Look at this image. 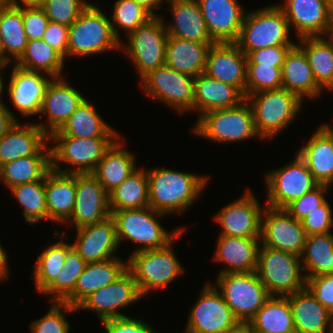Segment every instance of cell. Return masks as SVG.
Wrapping results in <instances>:
<instances>
[{"label": "cell", "mask_w": 333, "mask_h": 333, "mask_svg": "<svg viewBox=\"0 0 333 333\" xmlns=\"http://www.w3.org/2000/svg\"><path fill=\"white\" fill-rule=\"evenodd\" d=\"M149 206L155 211L181 214L204 190L209 177L156 167L147 171Z\"/></svg>", "instance_id": "cell-1"}, {"label": "cell", "mask_w": 333, "mask_h": 333, "mask_svg": "<svg viewBox=\"0 0 333 333\" xmlns=\"http://www.w3.org/2000/svg\"><path fill=\"white\" fill-rule=\"evenodd\" d=\"M162 215L164 213L155 211L150 206L112 211L119 246L126 239L141 244L134 251L139 252L164 248L174 239L180 238L186 227H178L169 233L160 225L159 218Z\"/></svg>", "instance_id": "cell-2"}, {"label": "cell", "mask_w": 333, "mask_h": 333, "mask_svg": "<svg viewBox=\"0 0 333 333\" xmlns=\"http://www.w3.org/2000/svg\"><path fill=\"white\" fill-rule=\"evenodd\" d=\"M110 18L98 6L89 4L69 26L67 57L90 56L120 49Z\"/></svg>", "instance_id": "cell-3"}, {"label": "cell", "mask_w": 333, "mask_h": 333, "mask_svg": "<svg viewBox=\"0 0 333 333\" xmlns=\"http://www.w3.org/2000/svg\"><path fill=\"white\" fill-rule=\"evenodd\" d=\"M246 100L253 111L256 131L264 140L273 138L294 121L305 102L284 88L260 91L248 95Z\"/></svg>", "instance_id": "cell-4"}, {"label": "cell", "mask_w": 333, "mask_h": 333, "mask_svg": "<svg viewBox=\"0 0 333 333\" xmlns=\"http://www.w3.org/2000/svg\"><path fill=\"white\" fill-rule=\"evenodd\" d=\"M302 271L300 256L260 244L256 273L270 296H288L306 288Z\"/></svg>", "instance_id": "cell-5"}, {"label": "cell", "mask_w": 333, "mask_h": 333, "mask_svg": "<svg viewBox=\"0 0 333 333\" xmlns=\"http://www.w3.org/2000/svg\"><path fill=\"white\" fill-rule=\"evenodd\" d=\"M278 4L245 13L237 44L247 55L250 51L278 45H295L290 28Z\"/></svg>", "instance_id": "cell-6"}, {"label": "cell", "mask_w": 333, "mask_h": 333, "mask_svg": "<svg viewBox=\"0 0 333 333\" xmlns=\"http://www.w3.org/2000/svg\"><path fill=\"white\" fill-rule=\"evenodd\" d=\"M174 242L161 249L133 252L126 261L142 297L154 289L166 288L182 274L184 267L173 251Z\"/></svg>", "instance_id": "cell-7"}, {"label": "cell", "mask_w": 333, "mask_h": 333, "mask_svg": "<svg viewBox=\"0 0 333 333\" xmlns=\"http://www.w3.org/2000/svg\"><path fill=\"white\" fill-rule=\"evenodd\" d=\"M121 137L76 138L73 136H49L54 146L51 151V169L60 173H93L105 152ZM70 164L71 169H60V163ZM59 163V164H58ZM69 170V171H68Z\"/></svg>", "instance_id": "cell-8"}, {"label": "cell", "mask_w": 333, "mask_h": 333, "mask_svg": "<svg viewBox=\"0 0 333 333\" xmlns=\"http://www.w3.org/2000/svg\"><path fill=\"white\" fill-rule=\"evenodd\" d=\"M195 124L193 133L213 142L231 143L260 137L246 99L235 107L207 112Z\"/></svg>", "instance_id": "cell-9"}, {"label": "cell", "mask_w": 333, "mask_h": 333, "mask_svg": "<svg viewBox=\"0 0 333 333\" xmlns=\"http://www.w3.org/2000/svg\"><path fill=\"white\" fill-rule=\"evenodd\" d=\"M215 283L235 317L242 322H249L270 297L256 272L218 274Z\"/></svg>", "instance_id": "cell-10"}, {"label": "cell", "mask_w": 333, "mask_h": 333, "mask_svg": "<svg viewBox=\"0 0 333 333\" xmlns=\"http://www.w3.org/2000/svg\"><path fill=\"white\" fill-rule=\"evenodd\" d=\"M165 24L163 17L154 16L127 36L128 45L121 42L120 49L129 55L141 79L150 71L165 65L168 37Z\"/></svg>", "instance_id": "cell-11"}, {"label": "cell", "mask_w": 333, "mask_h": 333, "mask_svg": "<svg viewBox=\"0 0 333 333\" xmlns=\"http://www.w3.org/2000/svg\"><path fill=\"white\" fill-rule=\"evenodd\" d=\"M295 157L286 166L266 174L267 206L285 209L320 185L299 155Z\"/></svg>", "instance_id": "cell-12"}, {"label": "cell", "mask_w": 333, "mask_h": 333, "mask_svg": "<svg viewBox=\"0 0 333 333\" xmlns=\"http://www.w3.org/2000/svg\"><path fill=\"white\" fill-rule=\"evenodd\" d=\"M140 83L149 97L166 103L181 115L193 110L194 77L163 65L150 71Z\"/></svg>", "instance_id": "cell-13"}, {"label": "cell", "mask_w": 333, "mask_h": 333, "mask_svg": "<svg viewBox=\"0 0 333 333\" xmlns=\"http://www.w3.org/2000/svg\"><path fill=\"white\" fill-rule=\"evenodd\" d=\"M239 320L213 284H206L196 300L185 333H225Z\"/></svg>", "instance_id": "cell-14"}, {"label": "cell", "mask_w": 333, "mask_h": 333, "mask_svg": "<svg viewBox=\"0 0 333 333\" xmlns=\"http://www.w3.org/2000/svg\"><path fill=\"white\" fill-rule=\"evenodd\" d=\"M301 221L285 209L266 206L261 216V245L300 256L306 241Z\"/></svg>", "instance_id": "cell-15"}, {"label": "cell", "mask_w": 333, "mask_h": 333, "mask_svg": "<svg viewBox=\"0 0 333 333\" xmlns=\"http://www.w3.org/2000/svg\"><path fill=\"white\" fill-rule=\"evenodd\" d=\"M142 295L133 275L126 270L113 283L93 292L78 307L77 310H93L103 321L111 318L127 317L120 313L123 307L140 300Z\"/></svg>", "instance_id": "cell-16"}, {"label": "cell", "mask_w": 333, "mask_h": 333, "mask_svg": "<svg viewBox=\"0 0 333 333\" xmlns=\"http://www.w3.org/2000/svg\"><path fill=\"white\" fill-rule=\"evenodd\" d=\"M111 216L109 193L92 173L76 174L73 212L65 222L76 229L101 222ZM73 222V223H72Z\"/></svg>", "instance_id": "cell-17"}, {"label": "cell", "mask_w": 333, "mask_h": 333, "mask_svg": "<svg viewBox=\"0 0 333 333\" xmlns=\"http://www.w3.org/2000/svg\"><path fill=\"white\" fill-rule=\"evenodd\" d=\"M249 188L239 199L222 207L214 216L221 225V235L245 238L261 237L262 206Z\"/></svg>", "instance_id": "cell-18"}, {"label": "cell", "mask_w": 333, "mask_h": 333, "mask_svg": "<svg viewBox=\"0 0 333 333\" xmlns=\"http://www.w3.org/2000/svg\"><path fill=\"white\" fill-rule=\"evenodd\" d=\"M52 79L46 73L13 65L8 93L11 103L22 116L40 115L45 92Z\"/></svg>", "instance_id": "cell-19"}, {"label": "cell", "mask_w": 333, "mask_h": 333, "mask_svg": "<svg viewBox=\"0 0 333 333\" xmlns=\"http://www.w3.org/2000/svg\"><path fill=\"white\" fill-rule=\"evenodd\" d=\"M215 43L237 42L245 12L238 0H197Z\"/></svg>", "instance_id": "cell-20"}, {"label": "cell", "mask_w": 333, "mask_h": 333, "mask_svg": "<svg viewBox=\"0 0 333 333\" xmlns=\"http://www.w3.org/2000/svg\"><path fill=\"white\" fill-rule=\"evenodd\" d=\"M247 55L236 42L210 46L205 72L209 77L237 87L245 96Z\"/></svg>", "instance_id": "cell-21"}, {"label": "cell", "mask_w": 333, "mask_h": 333, "mask_svg": "<svg viewBox=\"0 0 333 333\" xmlns=\"http://www.w3.org/2000/svg\"><path fill=\"white\" fill-rule=\"evenodd\" d=\"M68 83L62 77L53 78L46 89L40 115L43 113L47 115L48 125L44 124V122H39L37 125L48 136L52 132L59 130L86 99Z\"/></svg>", "instance_id": "cell-22"}, {"label": "cell", "mask_w": 333, "mask_h": 333, "mask_svg": "<svg viewBox=\"0 0 333 333\" xmlns=\"http://www.w3.org/2000/svg\"><path fill=\"white\" fill-rule=\"evenodd\" d=\"M76 230L77 238L72 247L86 263L115 258L119 243L115 222L111 216L101 222Z\"/></svg>", "instance_id": "cell-23"}, {"label": "cell", "mask_w": 333, "mask_h": 333, "mask_svg": "<svg viewBox=\"0 0 333 333\" xmlns=\"http://www.w3.org/2000/svg\"><path fill=\"white\" fill-rule=\"evenodd\" d=\"M21 124L17 122L0 138V167L18 158L51 155L50 147H46L48 134L37 124Z\"/></svg>", "instance_id": "cell-24"}, {"label": "cell", "mask_w": 333, "mask_h": 333, "mask_svg": "<svg viewBox=\"0 0 333 333\" xmlns=\"http://www.w3.org/2000/svg\"><path fill=\"white\" fill-rule=\"evenodd\" d=\"M284 3V4H283ZM283 10L297 38L324 36L328 28L330 7L325 0H284Z\"/></svg>", "instance_id": "cell-25"}, {"label": "cell", "mask_w": 333, "mask_h": 333, "mask_svg": "<svg viewBox=\"0 0 333 333\" xmlns=\"http://www.w3.org/2000/svg\"><path fill=\"white\" fill-rule=\"evenodd\" d=\"M260 238L219 235L214 261L227 267L219 274L256 272Z\"/></svg>", "instance_id": "cell-26"}, {"label": "cell", "mask_w": 333, "mask_h": 333, "mask_svg": "<svg viewBox=\"0 0 333 333\" xmlns=\"http://www.w3.org/2000/svg\"><path fill=\"white\" fill-rule=\"evenodd\" d=\"M287 297L292 310L295 333H333V313L307 288Z\"/></svg>", "instance_id": "cell-27"}, {"label": "cell", "mask_w": 333, "mask_h": 333, "mask_svg": "<svg viewBox=\"0 0 333 333\" xmlns=\"http://www.w3.org/2000/svg\"><path fill=\"white\" fill-rule=\"evenodd\" d=\"M320 184L333 182V127L322 124L297 153Z\"/></svg>", "instance_id": "cell-28"}, {"label": "cell", "mask_w": 333, "mask_h": 333, "mask_svg": "<svg viewBox=\"0 0 333 333\" xmlns=\"http://www.w3.org/2000/svg\"><path fill=\"white\" fill-rule=\"evenodd\" d=\"M244 94L235 86L209 77L206 73L194 78L193 110L200 113L198 119L205 113L232 108L245 100Z\"/></svg>", "instance_id": "cell-29"}, {"label": "cell", "mask_w": 333, "mask_h": 333, "mask_svg": "<svg viewBox=\"0 0 333 333\" xmlns=\"http://www.w3.org/2000/svg\"><path fill=\"white\" fill-rule=\"evenodd\" d=\"M126 270L127 262L117 257L87 263L83 273L77 279L73 292L62 303L77 308L93 292L113 283Z\"/></svg>", "instance_id": "cell-30"}, {"label": "cell", "mask_w": 333, "mask_h": 333, "mask_svg": "<svg viewBox=\"0 0 333 333\" xmlns=\"http://www.w3.org/2000/svg\"><path fill=\"white\" fill-rule=\"evenodd\" d=\"M281 73L282 88L296 94L302 101L305 97L316 98L323 91L316 83L306 53L298 44L286 54Z\"/></svg>", "instance_id": "cell-31"}, {"label": "cell", "mask_w": 333, "mask_h": 333, "mask_svg": "<svg viewBox=\"0 0 333 333\" xmlns=\"http://www.w3.org/2000/svg\"><path fill=\"white\" fill-rule=\"evenodd\" d=\"M172 24L165 25L167 35L197 42H214L208 33L197 0H169Z\"/></svg>", "instance_id": "cell-32"}, {"label": "cell", "mask_w": 333, "mask_h": 333, "mask_svg": "<svg viewBox=\"0 0 333 333\" xmlns=\"http://www.w3.org/2000/svg\"><path fill=\"white\" fill-rule=\"evenodd\" d=\"M215 42H197L167 37L165 65L171 69L196 77L205 72L209 48Z\"/></svg>", "instance_id": "cell-33"}, {"label": "cell", "mask_w": 333, "mask_h": 333, "mask_svg": "<svg viewBox=\"0 0 333 333\" xmlns=\"http://www.w3.org/2000/svg\"><path fill=\"white\" fill-rule=\"evenodd\" d=\"M76 174L60 173L51 169L45 176V199L48 220L66 222L74 209Z\"/></svg>", "instance_id": "cell-34"}, {"label": "cell", "mask_w": 333, "mask_h": 333, "mask_svg": "<svg viewBox=\"0 0 333 333\" xmlns=\"http://www.w3.org/2000/svg\"><path fill=\"white\" fill-rule=\"evenodd\" d=\"M49 136H73L76 138L120 137L119 133L108 125L87 99L71 114L59 130Z\"/></svg>", "instance_id": "cell-35"}, {"label": "cell", "mask_w": 333, "mask_h": 333, "mask_svg": "<svg viewBox=\"0 0 333 333\" xmlns=\"http://www.w3.org/2000/svg\"><path fill=\"white\" fill-rule=\"evenodd\" d=\"M134 158L132 152L123 148L122 143L116 140L105 152L92 174L110 193L137 169Z\"/></svg>", "instance_id": "cell-36"}, {"label": "cell", "mask_w": 333, "mask_h": 333, "mask_svg": "<svg viewBox=\"0 0 333 333\" xmlns=\"http://www.w3.org/2000/svg\"><path fill=\"white\" fill-rule=\"evenodd\" d=\"M325 37H302L297 44L307 55L316 83L330 91L333 90V40Z\"/></svg>", "instance_id": "cell-37"}, {"label": "cell", "mask_w": 333, "mask_h": 333, "mask_svg": "<svg viewBox=\"0 0 333 333\" xmlns=\"http://www.w3.org/2000/svg\"><path fill=\"white\" fill-rule=\"evenodd\" d=\"M249 322L253 331L295 333L292 310L287 296H270Z\"/></svg>", "instance_id": "cell-38"}, {"label": "cell", "mask_w": 333, "mask_h": 333, "mask_svg": "<svg viewBox=\"0 0 333 333\" xmlns=\"http://www.w3.org/2000/svg\"><path fill=\"white\" fill-rule=\"evenodd\" d=\"M109 206L111 212L149 206L148 175L145 168H137L109 193Z\"/></svg>", "instance_id": "cell-39"}, {"label": "cell", "mask_w": 333, "mask_h": 333, "mask_svg": "<svg viewBox=\"0 0 333 333\" xmlns=\"http://www.w3.org/2000/svg\"><path fill=\"white\" fill-rule=\"evenodd\" d=\"M305 277L333 273V234L307 235L300 255Z\"/></svg>", "instance_id": "cell-40"}, {"label": "cell", "mask_w": 333, "mask_h": 333, "mask_svg": "<svg viewBox=\"0 0 333 333\" xmlns=\"http://www.w3.org/2000/svg\"><path fill=\"white\" fill-rule=\"evenodd\" d=\"M51 170V155L18 158L0 167V180L9 189L13 186L43 179Z\"/></svg>", "instance_id": "cell-41"}, {"label": "cell", "mask_w": 333, "mask_h": 333, "mask_svg": "<svg viewBox=\"0 0 333 333\" xmlns=\"http://www.w3.org/2000/svg\"><path fill=\"white\" fill-rule=\"evenodd\" d=\"M64 62V58L48 43L42 39H36L28 41L24 53L14 64L58 78L62 77Z\"/></svg>", "instance_id": "cell-42"}, {"label": "cell", "mask_w": 333, "mask_h": 333, "mask_svg": "<svg viewBox=\"0 0 333 333\" xmlns=\"http://www.w3.org/2000/svg\"><path fill=\"white\" fill-rule=\"evenodd\" d=\"M0 34L5 55L15 63L28 44L23 28L22 7L15 5L0 7Z\"/></svg>", "instance_id": "cell-43"}, {"label": "cell", "mask_w": 333, "mask_h": 333, "mask_svg": "<svg viewBox=\"0 0 333 333\" xmlns=\"http://www.w3.org/2000/svg\"><path fill=\"white\" fill-rule=\"evenodd\" d=\"M54 236L59 237L61 242L59 241L43 250L37 257V263L33 266L35 269L33 279L39 293H42L54 281L64 267L67 253L73 248L72 243L63 241L64 232L60 235L59 231L55 230Z\"/></svg>", "instance_id": "cell-44"}, {"label": "cell", "mask_w": 333, "mask_h": 333, "mask_svg": "<svg viewBox=\"0 0 333 333\" xmlns=\"http://www.w3.org/2000/svg\"><path fill=\"white\" fill-rule=\"evenodd\" d=\"M10 191L23 207V215L30 224L48 220L45 199V177L39 181L13 186Z\"/></svg>", "instance_id": "cell-45"}, {"label": "cell", "mask_w": 333, "mask_h": 333, "mask_svg": "<svg viewBox=\"0 0 333 333\" xmlns=\"http://www.w3.org/2000/svg\"><path fill=\"white\" fill-rule=\"evenodd\" d=\"M86 265L83 258L72 248L67 253L63 269L42 293L52 294L50 302L62 303L73 292L77 279Z\"/></svg>", "instance_id": "cell-46"}, {"label": "cell", "mask_w": 333, "mask_h": 333, "mask_svg": "<svg viewBox=\"0 0 333 333\" xmlns=\"http://www.w3.org/2000/svg\"><path fill=\"white\" fill-rule=\"evenodd\" d=\"M153 17L148 10L134 0H117L110 21L115 37L121 42L118 29L126 31L128 36Z\"/></svg>", "instance_id": "cell-47"}, {"label": "cell", "mask_w": 333, "mask_h": 333, "mask_svg": "<svg viewBox=\"0 0 333 333\" xmlns=\"http://www.w3.org/2000/svg\"><path fill=\"white\" fill-rule=\"evenodd\" d=\"M281 68L247 64L245 98L260 91L282 88Z\"/></svg>", "instance_id": "cell-48"}, {"label": "cell", "mask_w": 333, "mask_h": 333, "mask_svg": "<svg viewBox=\"0 0 333 333\" xmlns=\"http://www.w3.org/2000/svg\"><path fill=\"white\" fill-rule=\"evenodd\" d=\"M64 310V311H63ZM77 311L69 304L52 302L50 310L45 315L31 322L32 333H69V322L65 319L64 312Z\"/></svg>", "instance_id": "cell-49"}, {"label": "cell", "mask_w": 333, "mask_h": 333, "mask_svg": "<svg viewBox=\"0 0 333 333\" xmlns=\"http://www.w3.org/2000/svg\"><path fill=\"white\" fill-rule=\"evenodd\" d=\"M89 4L85 0H46L42 8L49 21L70 26Z\"/></svg>", "instance_id": "cell-50"}, {"label": "cell", "mask_w": 333, "mask_h": 333, "mask_svg": "<svg viewBox=\"0 0 333 333\" xmlns=\"http://www.w3.org/2000/svg\"><path fill=\"white\" fill-rule=\"evenodd\" d=\"M330 187L331 186L326 184H320L314 190L290 203L285 210L295 219L301 221L310 211L315 210L327 200L324 193H326Z\"/></svg>", "instance_id": "cell-51"}, {"label": "cell", "mask_w": 333, "mask_h": 333, "mask_svg": "<svg viewBox=\"0 0 333 333\" xmlns=\"http://www.w3.org/2000/svg\"><path fill=\"white\" fill-rule=\"evenodd\" d=\"M333 213L329 202L326 200L321 206L310 211L301 220L306 235H317L330 233L333 227Z\"/></svg>", "instance_id": "cell-52"}, {"label": "cell", "mask_w": 333, "mask_h": 333, "mask_svg": "<svg viewBox=\"0 0 333 333\" xmlns=\"http://www.w3.org/2000/svg\"><path fill=\"white\" fill-rule=\"evenodd\" d=\"M23 28L28 41L42 39L48 17L42 7H22Z\"/></svg>", "instance_id": "cell-53"}, {"label": "cell", "mask_w": 333, "mask_h": 333, "mask_svg": "<svg viewBox=\"0 0 333 333\" xmlns=\"http://www.w3.org/2000/svg\"><path fill=\"white\" fill-rule=\"evenodd\" d=\"M306 288L333 313V273L309 277L306 279Z\"/></svg>", "instance_id": "cell-54"}, {"label": "cell", "mask_w": 333, "mask_h": 333, "mask_svg": "<svg viewBox=\"0 0 333 333\" xmlns=\"http://www.w3.org/2000/svg\"><path fill=\"white\" fill-rule=\"evenodd\" d=\"M293 46L294 45H278L250 51L247 54V64L282 67L286 54Z\"/></svg>", "instance_id": "cell-55"}, {"label": "cell", "mask_w": 333, "mask_h": 333, "mask_svg": "<svg viewBox=\"0 0 333 333\" xmlns=\"http://www.w3.org/2000/svg\"><path fill=\"white\" fill-rule=\"evenodd\" d=\"M101 322L107 333H158L141 319L129 316L106 319Z\"/></svg>", "instance_id": "cell-56"}, {"label": "cell", "mask_w": 333, "mask_h": 333, "mask_svg": "<svg viewBox=\"0 0 333 333\" xmlns=\"http://www.w3.org/2000/svg\"><path fill=\"white\" fill-rule=\"evenodd\" d=\"M69 26L49 21L42 40L67 58Z\"/></svg>", "instance_id": "cell-57"}, {"label": "cell", "mask_w": 333, "mask_h": 333, "mask_svg": "<svg viewBox=\"0 0 333 333\" xmlns=\"http://www.w3.org/2000/svg\"><path fill=\"white\" fill-rule=\"evenodd\" d=\"M18 120L7 105L0 108V138L5 135Z\"/></svg>", "instance_id": "cell-58"}, {"label": "cell", "mask_w": 333, "mask_h": 333, "mask_svg": "<svg viewBox=\"0 0 333 333\" xmlns=\"http://www.w3.org/2000/svg\"><path fill=\"white\" fill-rule=\"evenodd\" d=\"M8 271H10L8 268V255L0 244V280L4 281L6 278H9Z\"/></svg>", "instance_id": "cell-59"}, {"label": "cell", "mask_w": 333, "mask_h": 333, "mask_svg": "<svg viewBox=\"0 0 333 333\" xmlns=\"http://www.w3.org/2000/svg\"><path fill=\"white\" fill-rule=\"evenodd\" d=\"M137 4L143 6L146 10H148L153 16H160V14H156L154 11L155 9L162 8L161 2L163 3L164 0H134Z\"/></svg>", "instance_id": "cell-60"}, {"label": "cell", "mask_w": 333, "mask_h": 333, "mask_svg": "<svg viewBox=\"0 0 333 333\" xmlns=\"http://www.w3.org/2000/svg\"><path fill=\"white\" fill-rule=\"evenodd\" d=\"M225 333H253V328L250 322L239 321L232 328H229Z\"/></svg>", "instance_id": "cell-61"}, {"label": "cell", "mask_w": 333, "mask_h": 333, "mask_svg": "<svg viewBox=\"0 0 333 333\" xmlns=\"http://www.w3.org/2000/svg\"><path fill=\"white\" fill-rule=\"evenodd\" d=\"M46 0H13V5L18 7H42Z\"/></svg>", "instance_id": "cell-62"}, {"label": "cell", "mask_w": 333, "mask_h": 333, "mask_svg": "<svg viewBox=\"0 0 333 333\" xmlns=\"http://www.w3.org/2000/svg\"><path fill=\"white\" fill-rule=\"evenodd\" d=\"M10 61L11 60L5 55L2 36L0 34V70L2 71L8 64L10 65Z\"/></svg>", "instance_id": "cell-63"}, {"label": "cell", "mask_w": 333, "mask_h": 333, "mask_svg": "<svg viewBox=\"0 0 333 333\" xmlns=\"http://www.w3.org/2000/svg\"><path fill=\"white\" fill-rule=\"evenodd\" d=\"M325 35L328 37V39L333 40V6L330 7L329 10V22Z\"/></svg>", "instance_id": "cell-64"}, {"label": "cell", "mask_w": 333, "mask_h": 333, "mask_svg": "<svg viewBox=\"0 0 333 333\" xmlns=\"http://www.w3.org/2000/svg\"><path fill=\"white\" fill-rule=\"evenodd\" d=\"M1 73H2V72H1V70H0V108L3 107V106H5V104H3V102H2V98H1V97H2L1 95L3 94L2 92L4 91L3 88H4V86H5V85L3 84V83H4V82H3L4 79L2 78ZM2 79H3V80H2Z\"/></svg>", "instance_id": "cell-65"}, {"label": "cell", "mask_w": 333, "mask_h": 333, "mask_svg": "<svg viewBox=\"0 0 333 333\" xmlns=\"http://www.w3.org/2000/svg\"><path fill=\"white\" fill-rule=\"evenodd\" d=\"M13 5V0H0V7Z\"/></svg>", "instance_id": "cell-66"}, {"label": "cell", "mask_w": 333, "mask_h": 333, "mask_svg": "<svg viewBox=\"0 0 333 333\" xmlns=\"http://www.w3.org/2000/svg\"><path fill=\"white\" fill-rule=\"evenodd\" d=\"M325 2L329 7L333 6V0H325Z\"/></svg>", "instance_id": "cell-67"}, {"label": "cell", "mask_w": 333, "mask_h": 333, "mask_svg": "<svg viewBox=\"0 0 333 333\" xmlns=\"http://www.w3.org/2000/svg\"><path fill=\"white\" fill-rule=\"evenodd\" d=\"M253 333H266V332H261V331H253Z\"/></svg>", "instance_id": "cell-68"}]
</instances>
